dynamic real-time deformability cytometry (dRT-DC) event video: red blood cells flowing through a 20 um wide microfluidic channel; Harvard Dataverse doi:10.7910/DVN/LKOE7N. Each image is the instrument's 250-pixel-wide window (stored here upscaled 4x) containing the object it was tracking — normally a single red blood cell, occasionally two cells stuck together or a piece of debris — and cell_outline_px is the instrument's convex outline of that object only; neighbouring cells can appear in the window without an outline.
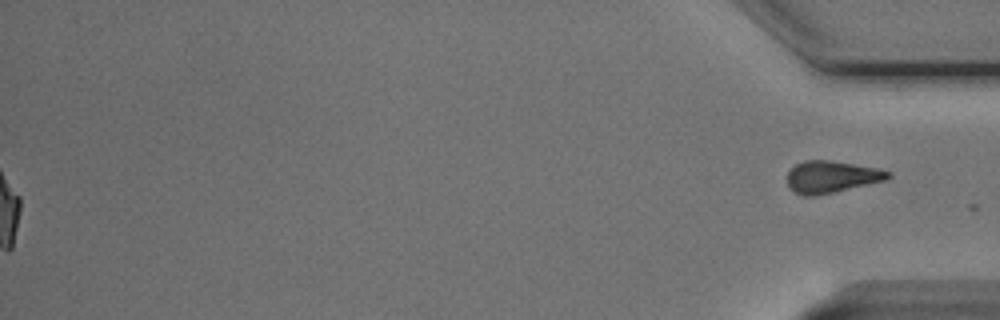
{"species": "Egyptian fruit bat (a non-hibernating species)", "species_latin": "Rousettus aegyptiacus", "temperature_condition": "cold", "stored_images_in_passage": 56, "segment_of_instrument_passage": [2, 2], "camera_frame_rate_fps": 3000, "um_per_image_px": 0.085, "animal": {"sex": "male"}, "frame": {"image": 1, "passage_image": 56, "time_ms": 18.333, "image_size_px": [1000, 320], "cell_outline_px": [[892, 176], [884, 180], [816, 196], [800, 196], [788, 188], [788, 172], [796, 164], [804, 160], [828, 160], [880, 168], [892, 172]], "centroid_in_image_um": [70.66, 15.03], "position_along_channel_um": 364.5, "area_um2": 18.79}}